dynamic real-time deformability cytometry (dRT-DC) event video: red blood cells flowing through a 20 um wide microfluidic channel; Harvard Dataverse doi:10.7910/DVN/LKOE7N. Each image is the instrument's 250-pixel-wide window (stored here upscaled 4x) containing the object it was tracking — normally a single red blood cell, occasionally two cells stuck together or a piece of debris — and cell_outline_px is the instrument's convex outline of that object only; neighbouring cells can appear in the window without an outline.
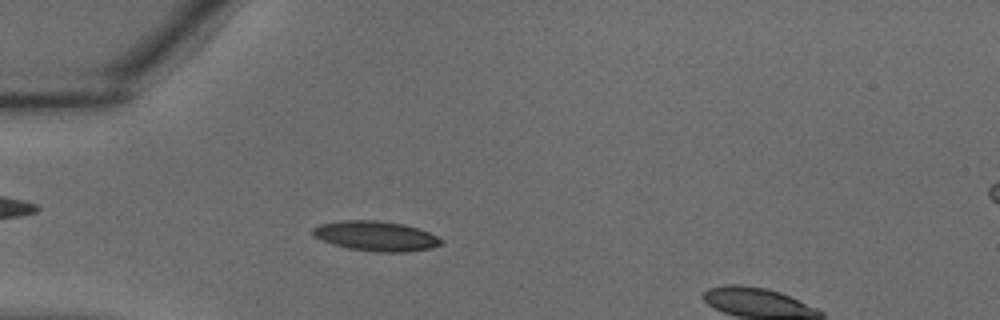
{"species": "common noctule bat (a hibernating species)", "species_latin": "Nyctalus noctula", "temperature_condition": "warm", "stored_images_in_passage": 34, "camera_frame_rate_fps": 3000, "um_per_image_px": 0.085, "animal": {"sex": "male", "body_mass_g": 18.8}, "frame": {"image": 1, "passage_image": 9, "time_ms": 2.667, "image_size_px": [1000, 320], "cell_outline_px": [[444, 240], [440, 244], [432, 248], [404, 252], [376, 252], [348, 248], [332, 244], [320, 240], [312, 236], [312, 228], [320, 224], [340, 220], [376, 220], [404, 224], [428, 232]], "centroid_in_image_um": [31.9, 20.06], "position_along_channel_um": 53.1, "area_um2": 22.43}}
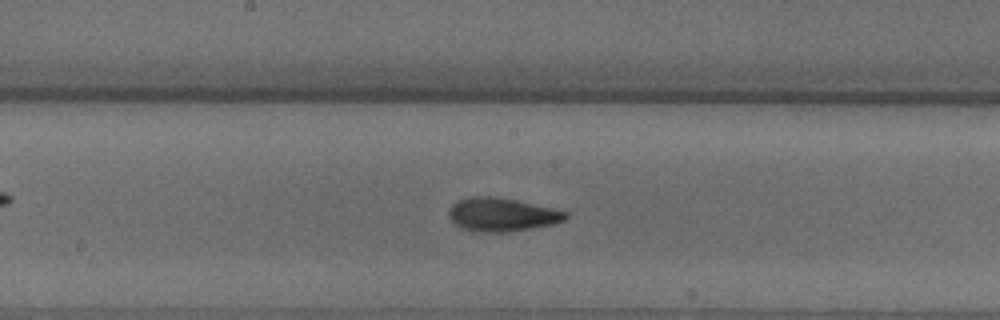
{"frame": {"image": 2, "passage_image": 18, "time_ms": 5.667, "image_size_px": [1000, 320], "cell_outline_px": [[568, 216], [564, 220], [552, 224], [508, 232], [484, 232], [464, 228], [456, 224], [448, 216], [448, 212], [452, 204], [460, 200], [472, 196], [492, 196], [516, 200], [552, 208], [568, 212]], "centroid_in_image_um": [42.66, 18.23], "position_along_channel_um": 205.5, "area_um2": 22.43}}
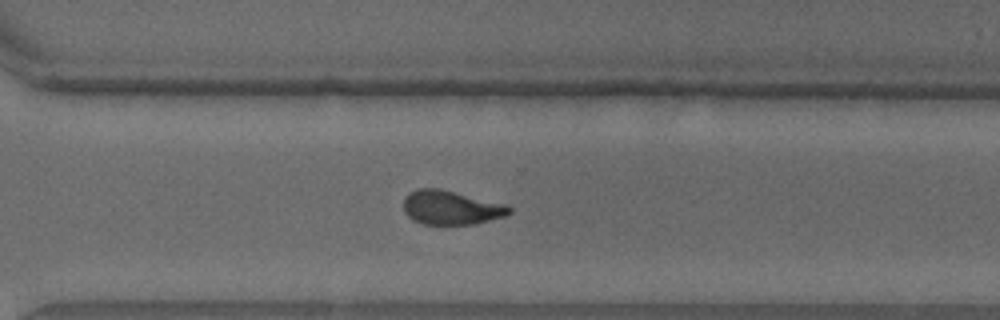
{"frame": {"image": 3, "passage_image": 25, "time_ms": 8.0, "image_size_px": [1000, 320], "cell_outline_px": [[512, 212], [504, 216], [472, 224], [424, 224], [412, 220], [404, 212], [404, 196], [408, 192], [420, 188], [440, 188], [508, 204], [512, 208]], "centroid_in_image_um": [38.33, 17.63], "position_along_channel_um": 332.3, "area_um2": 21.15}}